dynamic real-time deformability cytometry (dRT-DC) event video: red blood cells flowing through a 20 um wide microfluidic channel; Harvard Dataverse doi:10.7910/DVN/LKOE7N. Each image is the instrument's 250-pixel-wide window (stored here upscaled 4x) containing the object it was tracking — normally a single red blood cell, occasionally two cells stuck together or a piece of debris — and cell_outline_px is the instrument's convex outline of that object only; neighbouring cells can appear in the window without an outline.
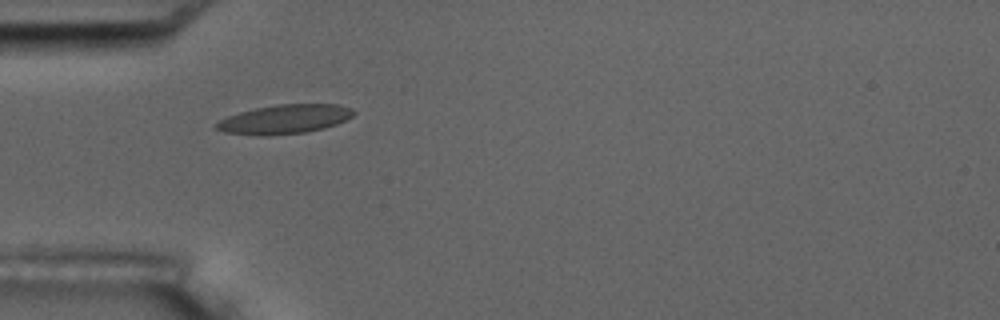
{"species": "common noctule bat (a hibernating species)", "species_latin": "Nyctalus noctula", "temperature_condition": "room temperature", "stored_images_in_passage": 2, "camera_frame_rate_fps": 3000, "um_per_image_px": 0.085, "animal": {"sex": "male", "body_mass_g": 17.5, "forearm_length_mm": 52.3}, "frame": {"image": 1, "passage_image": 1, "time_ms": 0.0, "image_size_px": [1000, 320], "cell_outline_px": [[356, 112], [352, 116], [336, 124], [324, 128], [304, 132], [268, 136], [260, 136], [224, 132], [216, 128], [212, 124], [228, 116], [240, 112], [256, 108], [276, 104], [340, 104], [352, 108]], "centroid_in_image_um": [24.18, 10.13], "position_along_channel_um": 60.8, "area_um2": 23.35}}